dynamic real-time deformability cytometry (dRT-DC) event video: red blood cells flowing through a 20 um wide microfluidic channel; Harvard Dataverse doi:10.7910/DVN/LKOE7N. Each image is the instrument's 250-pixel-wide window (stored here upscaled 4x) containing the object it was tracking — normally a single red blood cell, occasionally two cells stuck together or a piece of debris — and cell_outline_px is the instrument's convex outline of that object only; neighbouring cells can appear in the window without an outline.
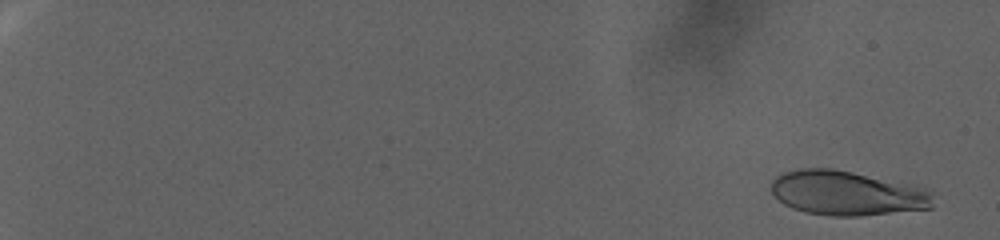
{"species": "human", "species_latin": "Homo sapiens", "temperature_condition": "warm", "stored_images_in_passage": 102, "camera_frame_rate_fps": 3000, "um_per_image_px": 0.085, "donor": {"sex": "female"}, "frame": {"image": 1, "passage_image": 6, "time_ms": 1.667, "image_size_px": [1000, 240], "cell_outline_px": [[932, 208], [860, 216], [832, 216], [804, 212], [792, 208], [784, 204], [772, 196], [772, 180], [776, 176], [784, 172], [800, 168], [832, 168], [916, 184], [928, 188], [932, 192]], "centroid_in_image_um": [72.01, 16.41], "position_along_channel_um": 13.0, "area_um2": 42.6}}
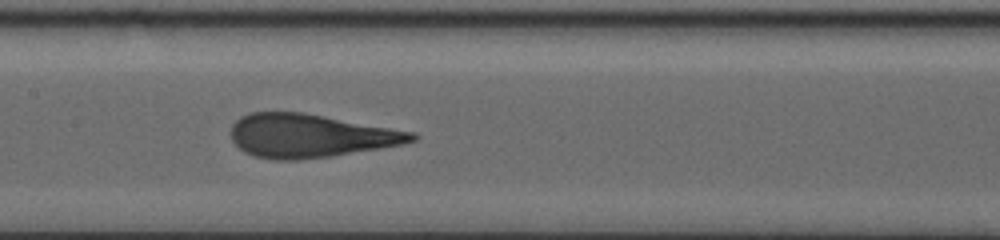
{"frame": {"image": 2, "passage_image": 60, "time_ms": 19.667, "image_size_px": [1000, 240], "cell_outline_px": [[420, 136], [416, 140], [404, 144], [332, 156], [296, 160], [272, 160], [256, 156], [244, 152], [232, 140], [232, 124], [240, 116], [248, 112], [304, 112], [416, 132]], "centroid_in_image_um": [26.39, 11.53], "position_along_channel_um": 181.0, "area_um2": 46.01}}
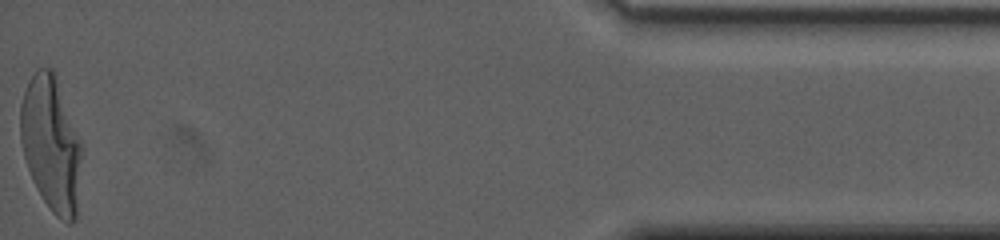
{"frame": {"image": 3, "passage_image": 102, "time_ms": 33.667, "image_size_px": [1000, 240], "cell_outline_px": [[80, 160], [76, 216], [72, 224], [68, 224], [56, 216], [52, 212], [36, 188], [32, 180], [24, 156], [20, 140], [20, 104], [28, 80], [36, 68], [52, 68], [56, 76], [80, 140]], "centroid_in_image_um": [4.31, 12.21], "position_along_channel_um": 430.9, "area_um2": 47.69}}